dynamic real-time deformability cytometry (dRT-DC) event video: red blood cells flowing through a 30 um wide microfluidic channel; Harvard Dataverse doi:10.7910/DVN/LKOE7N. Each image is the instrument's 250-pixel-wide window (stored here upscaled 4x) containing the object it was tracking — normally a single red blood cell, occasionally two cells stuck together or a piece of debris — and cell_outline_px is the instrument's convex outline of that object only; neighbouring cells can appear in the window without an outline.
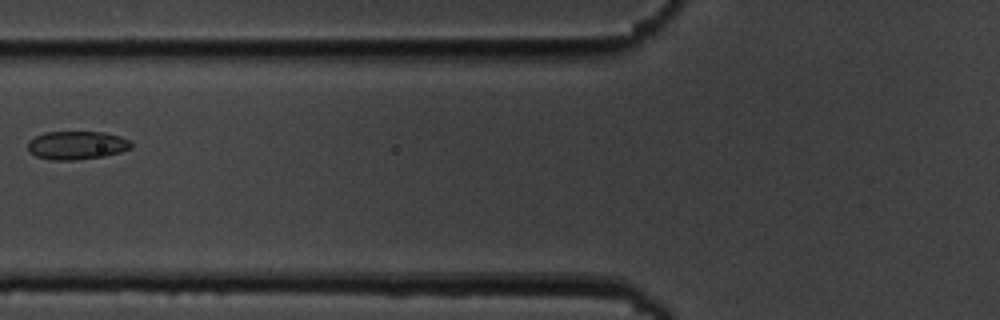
{"species": "common noctule bat (a hibernating species)", "species_latin": "Nyctalus noctula", "temperature_condition": "cold", "stored_images_in_passage": 7, "camera_frame_rate_fps": 3000, "um_per_image_px": 0.085, "animal": {"sex": "male", "body_mass_g": 19.5, "forearm_length_mm": 54.6}, "frame": {"image": 1, "passage_image": 7, "time_ms": 7.667, "image_size_px": [1000, 320], "cell_outline_px": [[132, 148], [120, 152], [104, 156], [72, 160], [52, 160], [36, 156], [28, 152], [28, 140], [44, 132], [104, 132], [120, 136], [132, 140]], "centroid_in_image_um": [6.53, 12.34], "position_along_channel_um": 119.3, "area_um2": 17.22}}